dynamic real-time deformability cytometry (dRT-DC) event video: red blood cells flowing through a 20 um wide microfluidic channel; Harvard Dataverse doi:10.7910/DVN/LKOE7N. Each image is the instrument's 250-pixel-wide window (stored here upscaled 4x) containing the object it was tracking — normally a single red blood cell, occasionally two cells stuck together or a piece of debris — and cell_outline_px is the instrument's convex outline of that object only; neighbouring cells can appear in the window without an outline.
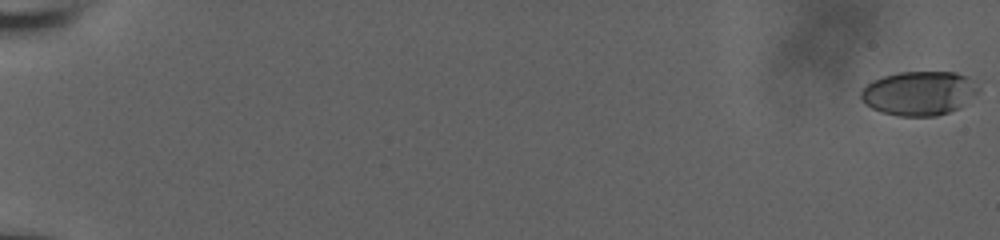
{"species": "human", "species_latin": "Homo sapiens", "temperature_condition": "room temperature", "stored_images_in_passage": 21, "camera_frame_rate_fps": 3000, "um_per_image_px": 0.085, "donor": {"sex": "male"}, "frame": {"image": 1, "passage_image": 1, "time_ms": 0.0, "image_size_px": [1000, 240], "cell_outline_px": [[984, 80], [980, 88], [960, 108], [936, 116], [900, 116], [880, 112], [864, 104], [860, 100], [860, 92], [872, 80], [884, 76], [900, 72], [956, 72]], "centroid_in_image_um": [78.19, 7.91], "position_along_channel_um": 6.8, "area_um2": 30.81}}
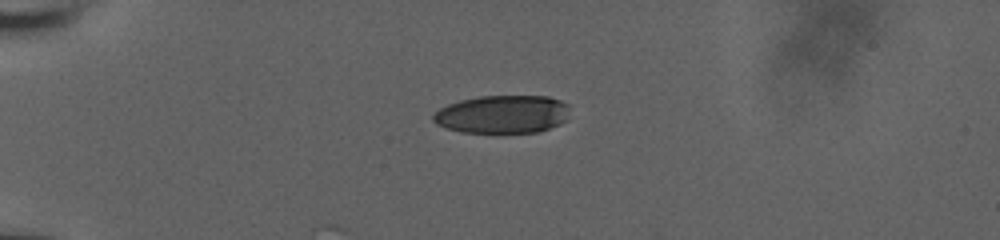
{"frame": {"image": 2, "passage_image": 18, "time_ms": 5.667, "image_size_px": [1000, 240], "cell_outline_px": [[568, 108], [564, 120], [560, 124], [536, 132], [460, 132], [436, 124], [432, 120], [432, 116], [440, 108], [448, 104], [460, 100], [480, 96], [548, 96], [560, 100], [568, 104]], "centroid_in_image_um": [42.68, 9.7], "position_along_channel_um": 42.3, "area_um2": 30.06}}